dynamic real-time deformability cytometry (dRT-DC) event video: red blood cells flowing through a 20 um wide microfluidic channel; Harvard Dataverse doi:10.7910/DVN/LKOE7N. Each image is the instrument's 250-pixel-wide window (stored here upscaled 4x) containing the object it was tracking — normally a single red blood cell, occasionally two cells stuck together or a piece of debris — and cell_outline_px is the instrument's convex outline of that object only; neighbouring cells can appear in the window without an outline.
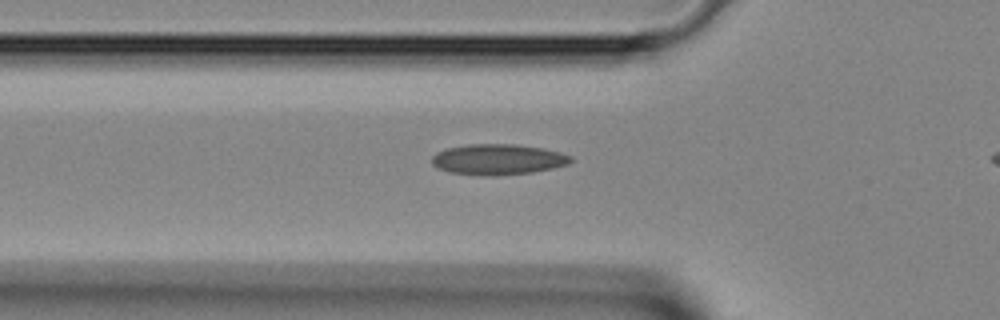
{"species": "Egyptian fruit bat (a non-hibernating species)", "species_latin": "Rousettus aegyptiacus", "temperature_condition": "room temperature", "stored_images_in_passage": 24, "camera_frame_rate_fps": 3000, "um_per_image_px": 0.085, "animal": {"sex": "female"}, "frame": {"image": 1, "passage_image": 3, "time_ms": 0.667, "image_size_px": [1000, 320], "cell_outline_px": [[572, 160], [568, 164], [552, 168], [532, 172], [452, 172], [436, 168], [432, 164], [432, 156], [436, 152], [448, 148], [468, 144], [516, 144], [544, 148], [560, 152], [572, 156]], "centroid_in_image_um": [42.36, 13.48], "position_along_channel_um": 83.4, "area_um2": 23.58}}
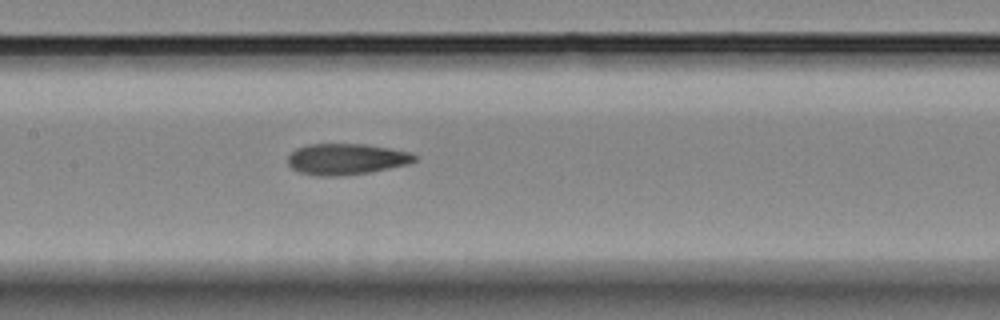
{"frame": {"image": 2, "passage_image": 9, "time_ms": 2.667, "image_size_px": [1000, 320], "cell_outline_px": [[416, 160], [408, 164], [372, 172], [340, 176], [316, 176], [300, 172], [292, 168], [288, 164], [288, 156], [296, 148], [308, 144], [364, 144], [388, 148], [408, 152], [416, 156]], "centroid_in_image_um": [29.41, 13.53], "position_along_channel_um": 178.0, "area_um2": 22.95}}
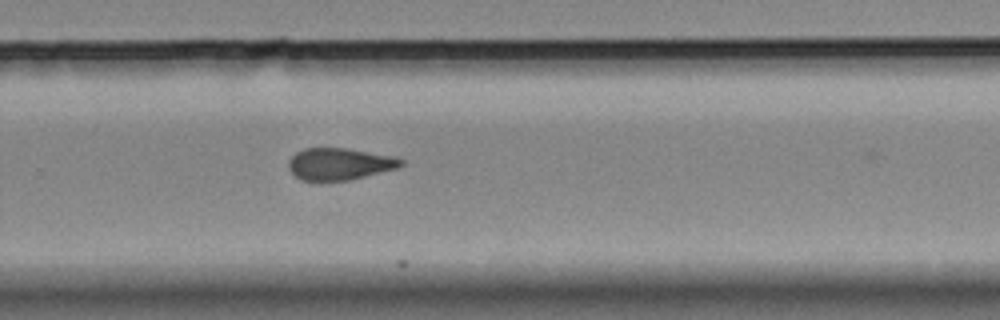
{"frame": {"image": 3, "passage_image": 22, "time_ms": 7.0, "image_size_px": [1000, 320], "cell_outline_px": [[404, 164], [396, 168], [348, 180], [300, 180], [288, 168], [288, 160], [296, 152], [304, 148], [344, 148], [392, 156], [404, 160]], "centroid_in_image_um": [28.82, 13.93], "position_along_channel_um": 301.0, "area_um2": 20.58}}